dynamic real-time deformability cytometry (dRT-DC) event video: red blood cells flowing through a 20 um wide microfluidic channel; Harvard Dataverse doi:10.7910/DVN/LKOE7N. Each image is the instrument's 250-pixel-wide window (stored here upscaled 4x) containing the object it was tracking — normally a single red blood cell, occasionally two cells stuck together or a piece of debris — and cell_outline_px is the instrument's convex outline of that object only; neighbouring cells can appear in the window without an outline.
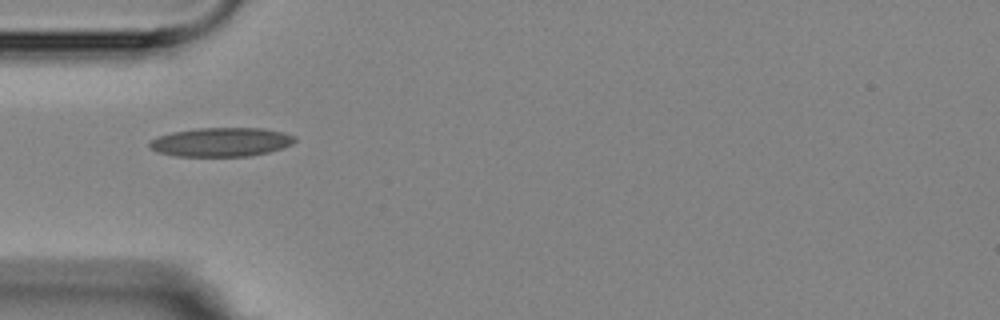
{"species": "Egyptian fruit bat (a non-hibernating species)", "species_latin": "Rousettus aegyptiacus", "temperature_condition": "room temperature", "stored_images_in_passage": 2, "camera_frame_rate_fps": 3000, "um_per_image_px": 0.085, "animal": {"sex": "female"}, "frame": {"image": 1, "passage_image": 1, "time_ms": 0.0, "image_size_px": [1000, 320], "cell_outline_px": [[296, 140], [292, 144], [268, 152], [248, 156], [176, 156], [156, 152], [148, 144], [152, 140], [160, 136], [172, 132], [196, 128], [264, 128], [284, 132], [296, 136]], "centroid_in_image_um": [18.82, 12.07], "position_along_channel_um": 66.2, "area_um2": 24.45}}
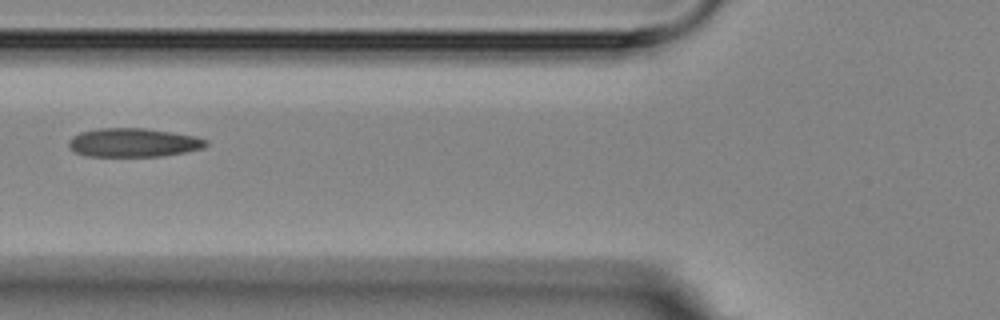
{"frame": {"image": 2, "passage_image": 2, "time_ms": 1.333, "image_size_px": [1000, 320], "cell_outline_px": [[208, 144], [204, 148], [184, 152], [160, 156], [84, 156], [76, 152], [68, 144], [68, 140], [72, 136], [80, 132], [96, 128], [144, 128], [172, 132], [196, 136], [208, 140]], "centroid_in_image_um": [11.34, 12.11], "position_along_channel_um": 114.5, "area_um2": 23.06}}